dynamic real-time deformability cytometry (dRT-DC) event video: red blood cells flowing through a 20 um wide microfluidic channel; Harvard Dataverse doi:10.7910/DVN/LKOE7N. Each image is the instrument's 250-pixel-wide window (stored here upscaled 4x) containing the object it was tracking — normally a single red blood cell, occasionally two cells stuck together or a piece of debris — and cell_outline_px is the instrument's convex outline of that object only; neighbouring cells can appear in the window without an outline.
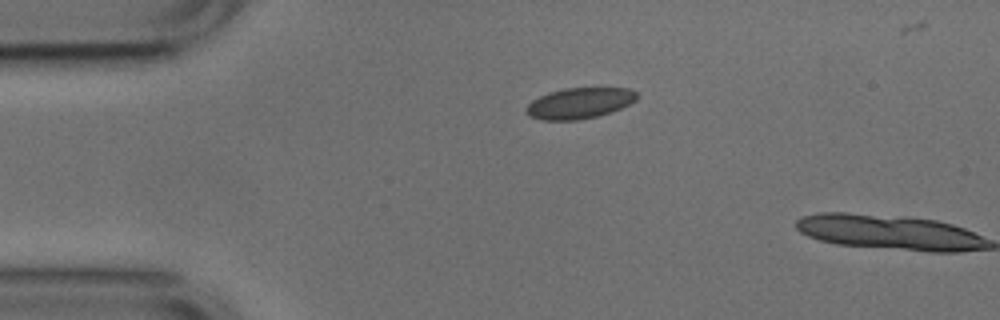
{"species": "common noctule bat (a hibernating species)", "species_latin": "Nyctalus noctula", "temperature_condition": "cold", "stored_images_in_passage": 2, "camera_frame_rate_fps": 3000, "um_per_image_px": 0.085, "animal": {"sex": "male", "body_mass_g": 17.9, "forearm_length_mm": 54.2}, "frame": {"image": 1, "passage_image": 1, "time_ms": 0.0, "image_size_px": [1000, 320], "cell_outline_px": [[636, 100], [612, 112], [596, 116], [576, 120], [544, 120], [528, 116], [524, 112], [524, 108], [532, 100], [548, 92], [564, 88], [628, 88], [636, 92]], "centroid_in_image_um": [49.2, 8.77], "position_along_channel_um": 35.8, "area_um2": 19.88}}